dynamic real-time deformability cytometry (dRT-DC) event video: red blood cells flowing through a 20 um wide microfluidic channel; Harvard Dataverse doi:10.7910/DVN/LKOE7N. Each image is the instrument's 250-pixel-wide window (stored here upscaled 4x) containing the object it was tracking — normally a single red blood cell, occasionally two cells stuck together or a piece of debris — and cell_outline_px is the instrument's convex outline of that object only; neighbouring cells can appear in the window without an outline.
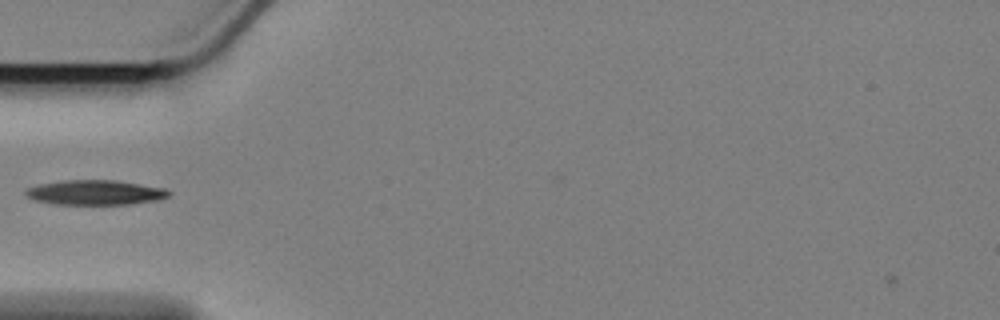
{"species": "Egyptian fruit bat (a non-hibernating species)", "species_latin": "Rousettus aegyptiacus", "temperature_condition": "cold", "stored_images_in_passage": 31, "camera_frame_rate_fps": 3000, "um_per_image_px": 0.085, "animal": {"sex": "female"}, "frame": {"image": 1, "passage_image": 3, "time_ms": 0.667, "image_size_px": [1000, 320], "cell_outline_px": [[172, 192], [168, 196], [160, 200], [132, 204], [52, 204], [32, 200], [24, 192], [28, 188], [40, 184], [64, 180], [116, 180], [164, 188]], "centroid_in_image_um": [8.11, 16.37], "position_along_channel_um": 76.9, "area_um2": 20.75}}
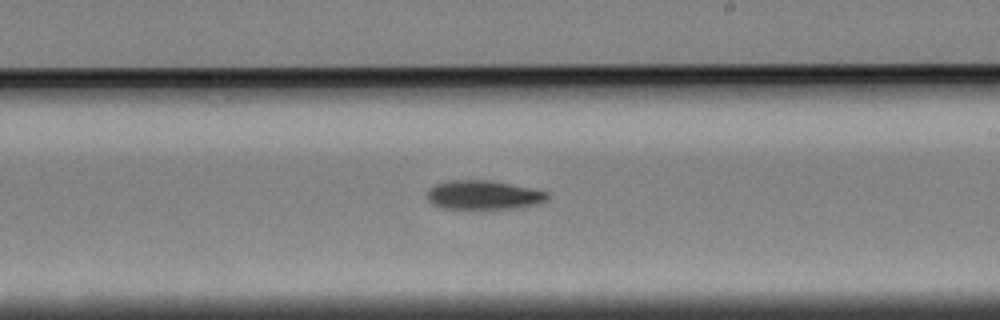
{"frame": {"image": 2, "passage_image": 18, "time_ms": 5.667, "image_size_px": [1000, 320], "cell_outline_px": [[552, 196], [548, 200], [540, 204], [516, 208], [440, 208], [432, 204], [428, 200], [428, 188], [436, 184], [448, 180], [488, 180], [548, 192]], "centroid_in_image_um": [41.11, 16.58], "position_along_channel_um": 247.9, "area_um2": 20.29}}
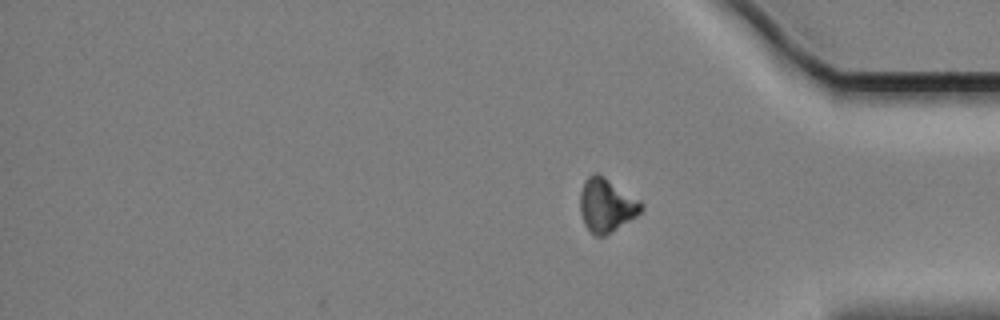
{"frame": {"image": 3, "passage_image": 31, "time_ms": 10.0, "image_size_px": [1000, 320], "cell_outline_px": [[644, 208], [636, 216], [604, 236], [596, 236], [584, 224], [580, 212], [580, 192], [584, 180], [588, 176], [596, 172], [604, 176], [640, 200], [644, 204]], "centroid_in_image_um": [51.54, 17.42], "position_along_channel_um": 383.7, "area_um2": 19.02}, "authors_computed_cell_mechanics": {"area_um2": 20.3456, "velocity_mm_per_s": 3.4049, "shape_relaxation_time_tau1_ms": 4.6841, "shape_relaxation_time_tau2_ms": null, "deformation_change_tau1": 0.127, "deformation_change_tau2": null}}